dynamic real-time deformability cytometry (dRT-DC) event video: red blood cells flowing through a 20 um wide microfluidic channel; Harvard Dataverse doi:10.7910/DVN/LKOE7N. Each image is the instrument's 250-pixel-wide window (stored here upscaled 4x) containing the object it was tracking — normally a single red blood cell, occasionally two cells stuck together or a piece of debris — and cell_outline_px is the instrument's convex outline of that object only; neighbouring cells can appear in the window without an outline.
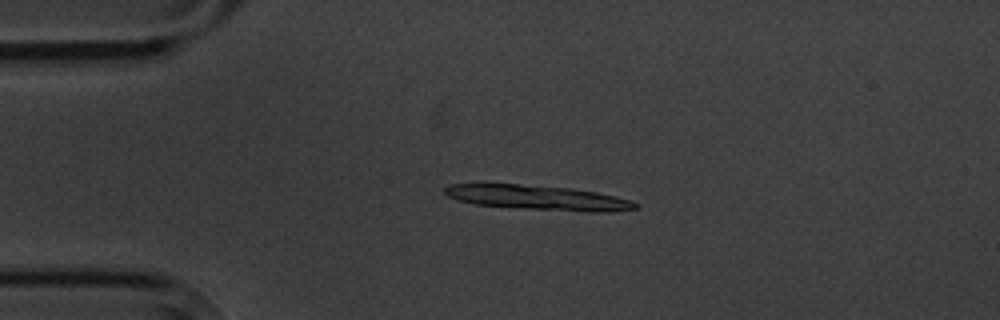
{"species": "common noctule bat (a hibernating species)", "species_latin": "Nyctalus noctula", "temperature_condition": "cold", "stored_images_in_passage": 13, "segment_of_instrument_passage": [1, 2], "camera_frame_rate_fps": 3000, "um_per_image_px": 0.085, "animal": {"sex": "male", "body_mass_g": 20.1, "forearm_length_mm": 53.5}, "frame": {"image": 1, "passage_image": 2, "time_ms": 1.0, "image_size_px": [1000, 320], "cell_outline_px": [[640, 208], [612, 212], [588, 212], [528, 208], [476, 204], [460, 200], [448, 196], [444, 192], [444, 188], [448, 184], [516, 184], [572, 188], [596, 192], [616, 196], [632, 200], [640, 204]], "centroid_in_image_um": [45.84, 16.8], "position_along_channel_um": 39.2, "area_um2": 27.22}}